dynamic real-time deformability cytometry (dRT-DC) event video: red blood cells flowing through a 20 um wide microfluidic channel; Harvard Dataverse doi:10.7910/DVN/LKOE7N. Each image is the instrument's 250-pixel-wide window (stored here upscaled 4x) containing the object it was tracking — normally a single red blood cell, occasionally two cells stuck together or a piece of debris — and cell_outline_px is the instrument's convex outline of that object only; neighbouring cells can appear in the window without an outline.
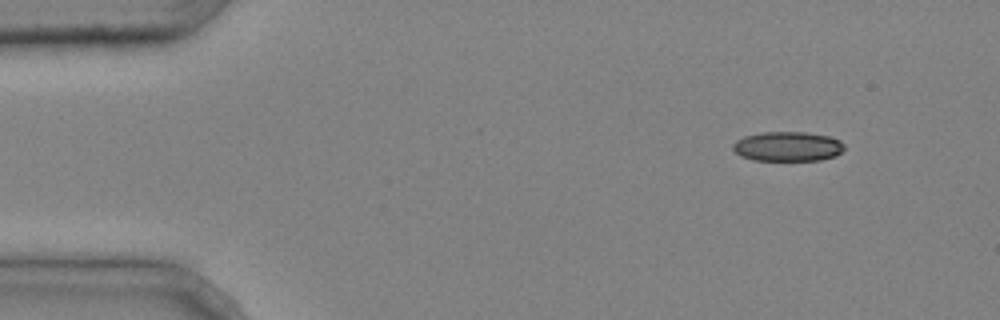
{"species": "common noctule bat (a hibernating species)", "species_latin": "Nyctalus noctula", "temperature_condition": "cold", "stored_images_in_passage": 3, "camera_frame_rate_fps": 3000, "um_per_image_px": 0.085, "animal": {"sex": "male", "body_mass_g": 20.4}, "frame": {"image": 1, "passage_image": 1, "time_ms": 0.0, "image_size_px": [1000, 320], "cell_outline_px": [[844, 148], [836, 156], [820, 160], [752, 160], [740, 156], [732, 148], [732, 144], [736, 140], [744, 136], [760, 132], [804, 132], [828, 136], [840, 140], [844, 144]], "centroid_in_image_um": [66.93, 12.44], "position_along_channel_um": 18.1, "area_um2": 19.31}}